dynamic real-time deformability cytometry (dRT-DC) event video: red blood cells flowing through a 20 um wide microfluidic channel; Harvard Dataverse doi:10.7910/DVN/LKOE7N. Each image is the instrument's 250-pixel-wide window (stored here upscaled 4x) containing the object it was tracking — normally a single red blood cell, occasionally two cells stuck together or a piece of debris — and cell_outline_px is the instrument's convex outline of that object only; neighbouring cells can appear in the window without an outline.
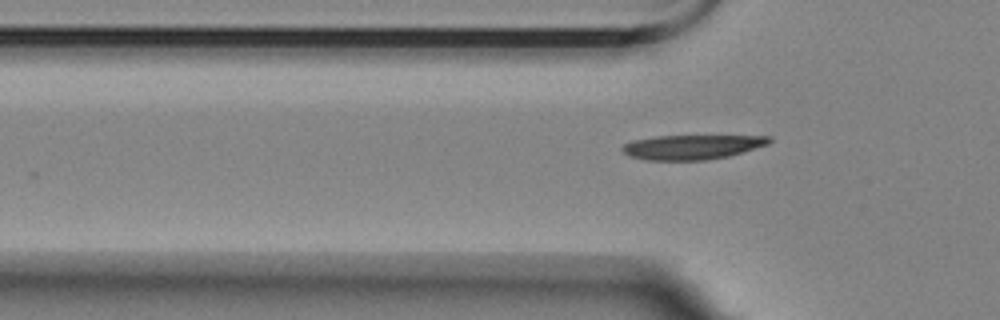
{"species": "Egyptian fruit bat (a non-hibernating species)", "species_latin": "Rousettus aegyptiacus", "temperature_condition": "room temperature", "stored_images_in_passage": 5, "camera_frame_rate_fps": 3000, "um_per_image_px": 0.085, "animal": {"sex": "female"}, "frame": {"image": 1, "passage_image": 5, "time_ms": 5.667, "image_size_px": [1000, 320], "cell_outline_px": [[772, 140], [768, 144], [744, 152], [728, 156], [708, 160], [648, 160], [632, 156], [624, 152], [620, 148], [624, 144], [632, 140], [656, 136], [772, 136]], "centroid_in_image_um": [58.84, 12.49], "position_along_channel_um": 67.0, "area_um2": 20.92}}